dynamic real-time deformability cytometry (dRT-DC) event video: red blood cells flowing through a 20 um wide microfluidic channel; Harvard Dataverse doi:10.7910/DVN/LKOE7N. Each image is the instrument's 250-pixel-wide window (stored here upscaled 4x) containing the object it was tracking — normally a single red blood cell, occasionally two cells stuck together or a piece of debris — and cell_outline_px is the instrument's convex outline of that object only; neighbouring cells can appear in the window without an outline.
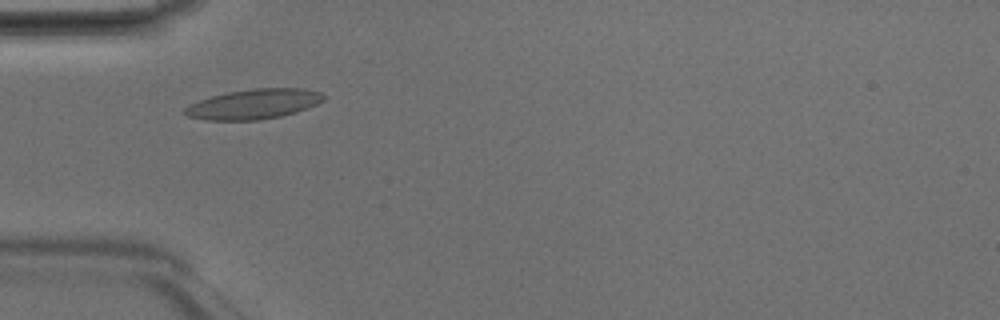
{"species": "Egyptian fruit bat (a non-hibernating species)", "species_latin": "Rousettus aegyptiacus", "temperature_condition": "room temperature", "stored_images_in_passage": 34, "camera_frame_rate_fps": 3000, "um_per_image_px": 0.085, "animal": {"sex": "male"}, "frame": {"image": 1, "passage_image": 1, "time_ms": 0.0, "image_size_px": [1000, 320], "cell_outline_px": [[328, 96], [324, 100], [308, 108], [296, 112], [280, 116], [260, 120], [204, 120], [188, 116], [184, 112], [184, 108], [188, 104], [212, 96], [228, 92], [256, 88], [300, 88], [320, 92]], "centroid_in_image_um": [21.59, 8.85], "position_along_channel_um": 63.4, "area_um2": 24.22}}
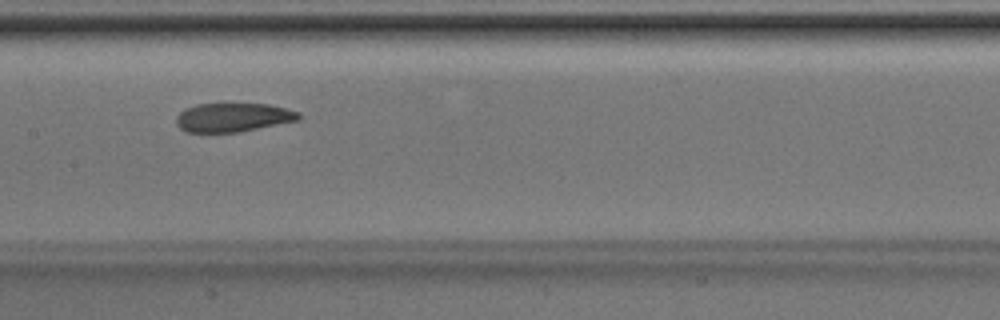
{"frame": {"image": 2, "passage_image": 10, "time_ms": 3.0, "image_size_px": [1000, 320], "cell_outline_px": [[300, 120], [240, 132], [188, 132], [180, 128], [176, 124], [176, 116], [184, 108], [196, 104], [268, 104], [300, 112]], "centroid_in_image_um": [19.8, 9.98], "position_along_channel_um": 187.6, "area_um2": 20.63}}
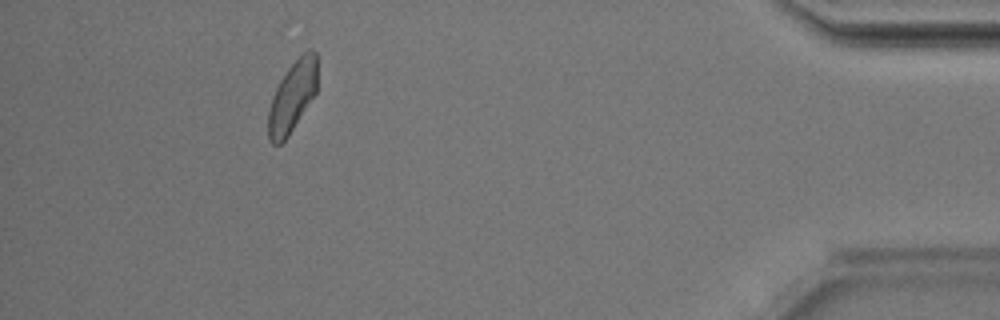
{"frame": {"image": 3, "passage_image": 30, "time_ms": 9.667, "image_size_px": [1000, 320], "cell_outline_px": [[316, 92], [288, 136], [280, 144], [272, 144], [268, 140], [268, 112], [272, 96], [280, 80], [288, 68], [308, 48], [312, 48], [316, 52]], "centroid_in_image_um": [24.83, 8.22], "position_along_channel_um": 410.4, "area_um2": 20.0}, "authors_computed_cell_mechanics": {"area_um2": 21.5016, "velocity_mm_per_s": 4.1847, "shape_relaxation_time_tau1_ms": 5.4948, "shape_relaxation_time_tau2_ms": 2.5171, "deformation_change_tau1": 0.1336, "deformation_change_tau2": 0.0924}}